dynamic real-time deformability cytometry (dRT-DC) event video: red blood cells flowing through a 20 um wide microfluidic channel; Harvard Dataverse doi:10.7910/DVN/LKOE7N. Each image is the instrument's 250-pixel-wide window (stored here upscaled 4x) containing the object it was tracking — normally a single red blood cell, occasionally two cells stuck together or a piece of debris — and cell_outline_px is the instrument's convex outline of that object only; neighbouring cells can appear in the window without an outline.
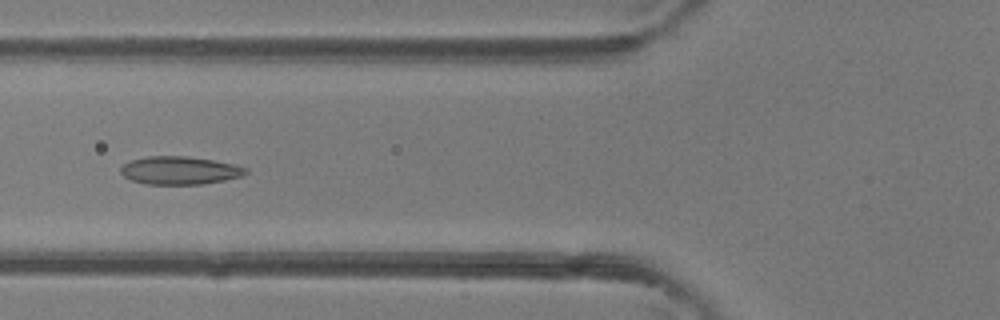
{"species": "common noctule bat (a hibernating species)", "species_latin": "Nyctalus noctula", "temperature_condition": "room temperature", "stored_images_in_passage": 48, "camera_frame_rate_fps": 3000, "um_per_image_px": 0.085, "animal": {"sex": "female"}, "frame": {"image": 1, "passage_image": 19, "time_ms": 6.0, "image_size_px": [1000, 320], "cell_outline_px": [[248, 172], [240, 176], [224, 180], [200, 184], [144, 184], [132, 180], [124, 176], [120, 172], [120, 168], [124, 164], [132, 160], [148, 156], [188, 156], [212, 160], [232, 164], [248, 168]], "centroid_in_image_um": [15.25, 14.48], "position_along_channel_um": 110.5, "area_um2": 20.23}}
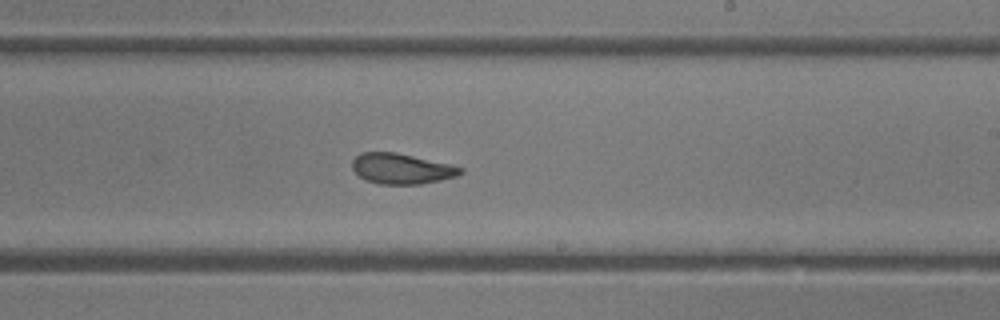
{"frame": {"image": 2, "passage_image": 29, "time_ms": 9.333, "image_size_px": [1000, 320], "cell_outline_px": [[464, 172], [456, 176], [440, 180], [420, 184], [380, 184], [368, 180], [360, 176], [352, 168], [352, 160], [360, 152], [396, 152], [452, 164], [464, 168]], "centroid_in_image_um": [34.16, 14.32], "position_along_channel_um": 254.8, "area_um2": 19.25}}
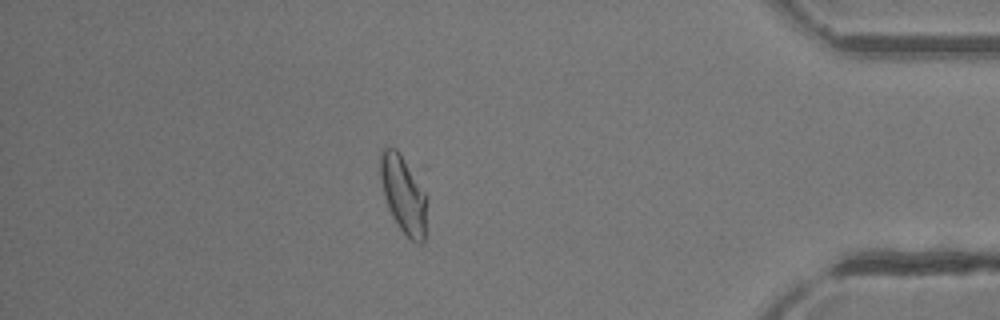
{"frame": {"image": 3, "passage_image": 42, "time_ms": 13.667, "image_size_px": [1000, 320], "cell_outline_px": [[428, 196], [424, 244], [416, 244], [400, 228], [392, 216], [388, 208], [384, 196], [380, 176], [380, 148], [384, 144], [396, 148], [400, 152], [408, 164]], "centroid_in_image_um": [34.3, 16.49], "position_along_channel_um": 400.9, "area_um2": 21.56}, "authors_computed_cell_mechanics": {"area_um2": 21.2993, "velocity_mm_per_s": 4.3288, "shape_relaxation_time_tau1_ms": 5.8737, "shape_relaxation_time_tau2_ms": 1.6324, "deformation_change_tau1": 0.1511, "deformation_change_tau2": 0.0696}}